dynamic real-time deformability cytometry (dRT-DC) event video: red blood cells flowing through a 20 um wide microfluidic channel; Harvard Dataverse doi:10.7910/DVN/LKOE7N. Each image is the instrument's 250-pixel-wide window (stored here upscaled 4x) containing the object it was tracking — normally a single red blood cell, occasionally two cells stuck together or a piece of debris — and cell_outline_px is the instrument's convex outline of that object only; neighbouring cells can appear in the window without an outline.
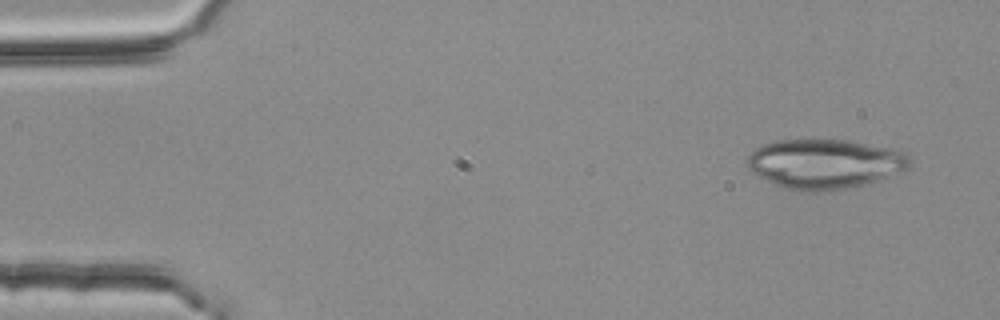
{"species": "common noctule bat (a hibernating species)", "species_latin": "Nyctalus noctula", "temperature_condition": "room temperature", "stored_images_in_passage": 3, "camera_frame_rate_fps": 3000, "um_per_image_px": 0.085, "animal": {"sex": "female", "body_mass_g": 25.1}, "frame": {"image": 1, "passage_image": 1, "time_ms": 0.0, "image_size_px": [1000, 320], "cell_outline_px": [[912, 156], [908, 168], [900, 172], [868, 184], [820, 192], [800, 192], [784, 188], [756, 176], [748, 168], [744, 160], [756, 148], [764, 144], [776, 140], [848, 140], [900, 148], [908, 152]], "centroid_in_image_um": [70.14, 13.92], "position_along_channel_um": 14.9, "area_um2": 47.92}}